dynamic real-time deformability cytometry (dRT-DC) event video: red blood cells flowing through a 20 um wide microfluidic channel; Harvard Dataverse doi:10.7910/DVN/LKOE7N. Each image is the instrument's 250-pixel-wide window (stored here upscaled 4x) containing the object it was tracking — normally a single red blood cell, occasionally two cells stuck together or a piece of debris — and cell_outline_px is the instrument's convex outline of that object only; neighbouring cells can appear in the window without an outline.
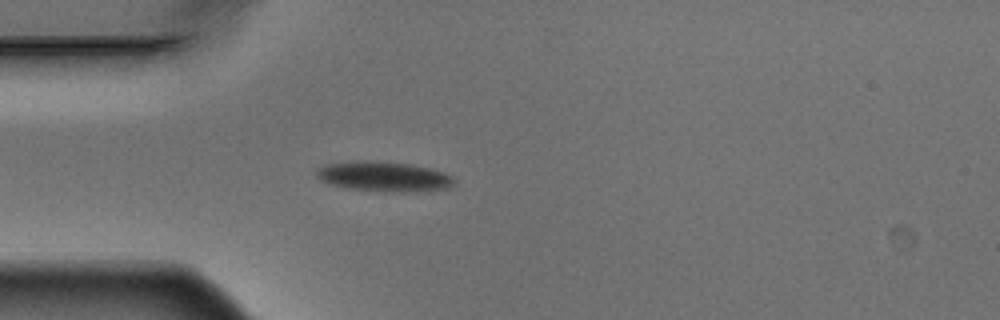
{"species": "Egyptian fruit bat (a non-hibernating species)", "species_latin": "Rousettus aegyptiacus", "temperature_condition": "warm", "stored_images_in_passage": 1, "camera_frame_rate_fps": 3000, "um_per_image_px": 0.085, "animal": {"sex": "male"}, "frame": {"image": 1, "passage_image": 1, "time_ms": 0.0, "image_size_px": [1000, 320], "cell_outline_px": [[456, 180], [448, 188], [412, 192], [376, 192], [344, 188], [320, 180], [316, 176], [316, 168], [324, 164], [352, 160], [372, 160], [412, 164], [432, 168], [444, 172], [452, 176]], "centroid_in_image_um": [32.59, 15.0], "position_along_channel_um": 52.4, "area_um2": 24.74}}